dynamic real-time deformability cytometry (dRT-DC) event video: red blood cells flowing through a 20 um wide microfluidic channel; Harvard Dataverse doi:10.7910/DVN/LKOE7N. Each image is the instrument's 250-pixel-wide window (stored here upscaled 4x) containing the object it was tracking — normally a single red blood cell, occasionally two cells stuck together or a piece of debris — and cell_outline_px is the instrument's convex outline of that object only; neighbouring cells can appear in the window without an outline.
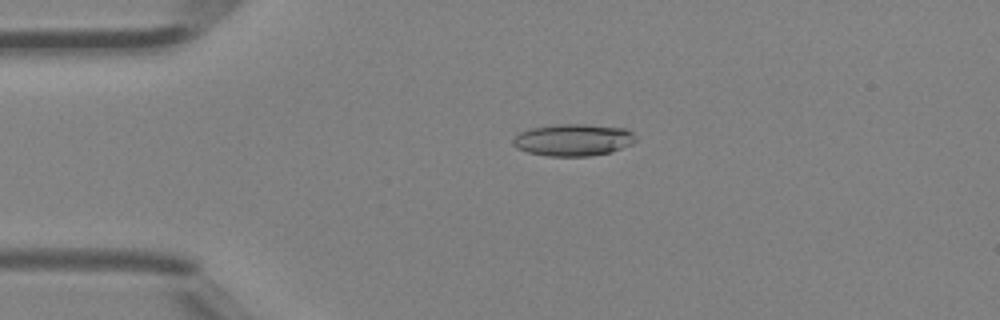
{"species": "Egyptian fruit bat (a non-hibernating species)", "species_latin": "Rousettus aegyptiacus", "temperature_condition": "room temperature", "stored_images_in_passage": 4, "camera_frame_rate_fps": 3000, "um_per_image_px": 0.085, "animal": {"sex": "female"}, "frame": {"image": 1, "passage_image": 3, "time_ms": 0.667, "image_size_px": [1000, 320], "cell_outline_px": [[636, 140], [632, 144], [612, 152], [588, 156], [548, 156], [528, 152], [516, 148], [512, 144], [512, 140], [516, 132], [532, 128], [556, 124], [588, 124], [628, 128], [636, 136]], "centroid_in_image_um": [48.72, 11.88], "position_along_channel_um": 36.3, "area_um2": 23.24}}